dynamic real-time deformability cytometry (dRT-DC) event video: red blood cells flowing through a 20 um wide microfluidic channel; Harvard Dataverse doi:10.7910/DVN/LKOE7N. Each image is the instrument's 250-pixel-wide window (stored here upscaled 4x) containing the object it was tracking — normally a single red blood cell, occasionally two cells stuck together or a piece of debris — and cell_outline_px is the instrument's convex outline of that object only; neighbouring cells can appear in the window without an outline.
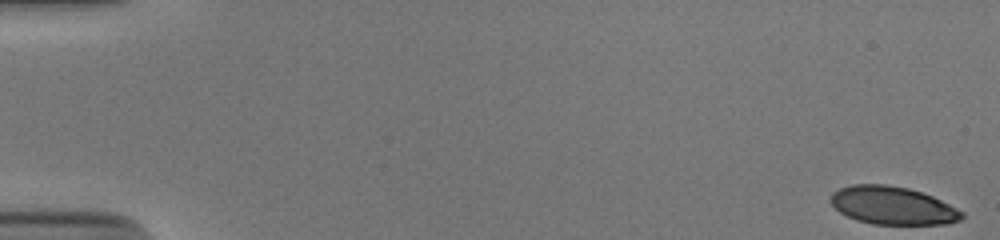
{"species": "human", "species_latin": "Homo sapiens", "temperature_condition": "cold", "stored_images_in_passage": 53, "camera_frame_rate_fps": 3000, "um_per_image_px": 0.085, "donor": {"sex": "male"}, "frame": {"image": 1, "passage_image": 1, "time_ms": 0.0, "image_size_px": [1000, 240], "cell_outline_px": [[964, 216], [960, 220], [948, 224], [872, 224], [856, 220], [840, 212], [828, 200], [832, 192], [840, 188], [852, 184], [884, 184], [908, 188], [932, 196], [964, 212]], "centroid_in_image_um": [75.85, 17.47], "position_along_channel_um": 9.1, "area_um2": 29.02}}
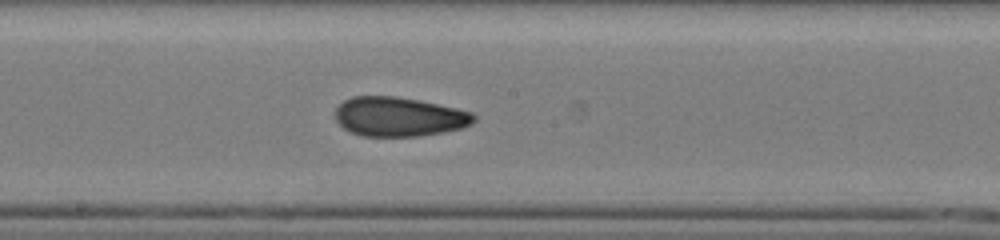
{"frame": {"image": 2, "passage_image": 30, "time_ms": 9.667, "image_size_px": [1000, 240], "cell_outline_px": [[476, 120], [472, 124], [464, 128], [444, 132], [420, 136], [364, 136], [352, 132], [344, 128], [336, 120], [336, 108], [344, 100], [352, 96], [396, 96], [420, 100], [456, 108], [472, 112], [476, 116]], "centroid_in_image_um": [33.95, 9.92], "position_along_channel_um": 214.2, "area_um2": 31.91}}
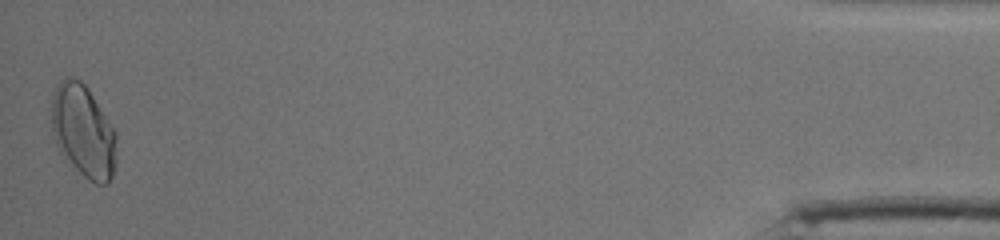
{"frame": {"image": 3, "passage_image": 53, "time_ms": 17.333, "image_size_px": [1000, 240], "cell_outline_px": [[116, 164], [112, 176], [108, 184], [96, 184], [88, 180], [64, 160], [52, 136], [52, 96], [56, 84], [64, 76], [72, 76], [80, 80], [88, 88], [116, 132]], "centroid_in_image_um": [7.06, 11.16], "position_along_channel_um": 428.1, "area_um2": 35.66}, "authors_computed_cell_mechanics": {"area_um2": 31.4432, "velocity_mm_per_s": 3.8754, "shape_relaxation_time_tau1_ms": 6.3094, "shape_relaxation_time_tau2_ms": 1.4959, "deformation_change_tau1": 0.1944, "deformation_change_tau2": 0.0766}}